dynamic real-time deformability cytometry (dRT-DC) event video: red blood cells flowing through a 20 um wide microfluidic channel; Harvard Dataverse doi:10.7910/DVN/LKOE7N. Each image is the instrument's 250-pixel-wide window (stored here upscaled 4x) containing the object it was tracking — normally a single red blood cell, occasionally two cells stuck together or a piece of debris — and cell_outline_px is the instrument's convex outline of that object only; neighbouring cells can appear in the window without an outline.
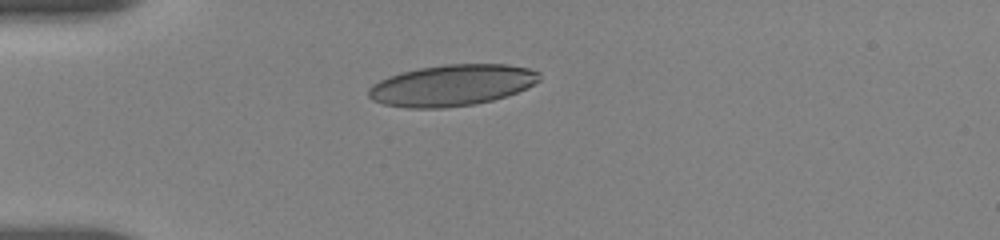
{"species": "human", "species_latin": "Homo sapiens", "temperature_condition": "room temperature", "stored_images_in_passage": 14, "camera_frame_rate_fps": 3000, "um_per_image_px": 0.085, "donor": {"sex": "female"}, "frame": {"image": 1, "passage_image": 1, "time_ms": 0.0, "image_size_px": [1000, 240], "cell_outline_px": [[540, 80], [516, 92], [492, 100], [476, 104], [444, 108], [408, 108], [384, 104], [372, 100], [368, 96], [368, 88], [372, 84], [388, 76], [420, 68], [444, 64], [508, 64], [528, 68], [540, 72]], "centroid_in_image_um": [38.39, 7.25], "position_along_channel_um": 46.6, "area_um2": 40.98}}
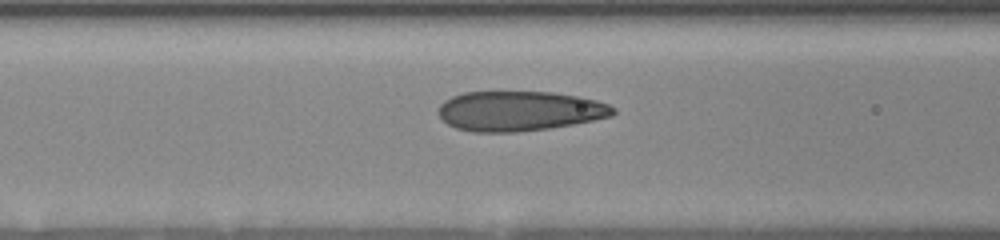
{"frame": {"image": 2, "passage_image": 8, "time_ms": 2.667, "image_size_px": [1000, 240], "cell_outline_px": [[616, 112], [612, 116], [572, 124], [548, 128], [516, 132], [472, 132], [456, 128], [448, 124], [436, 112], [440, 104], [444, 100], [452, 96], [464, 92], [552, 92], [580, 96], [596, 100], [608, 104], [616, 108]], "centroid_in_image_um": [44.14, 9.43], "position_along_channel_um": 122.5, "area_um2": 40.69}}
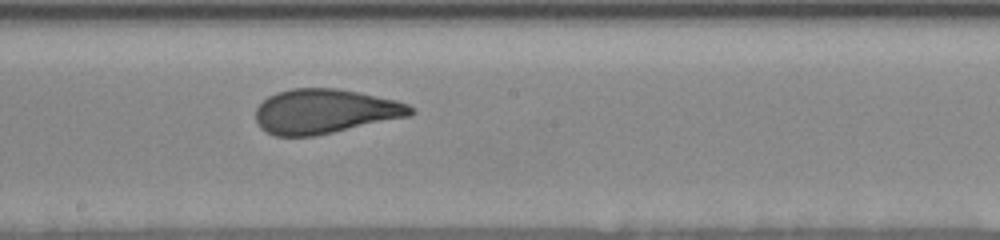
{"frame": {"image": 3, "passage_image": 14, "time_ms": 5.333, "image_size_px": [1000, 240], "cell_outline_px": [[416, 112], [412, 116], [316, 136], [276, 136], [260, 128], [256, 120], [256, 108], [268, 96], [276, 92], [292, 88], [336, 88], [396, 100], [408, 104]], "centroid_in_image_um": [27.63, 9.47], "position_along_channel_um": 220.6, "area_um2": 40.34}}